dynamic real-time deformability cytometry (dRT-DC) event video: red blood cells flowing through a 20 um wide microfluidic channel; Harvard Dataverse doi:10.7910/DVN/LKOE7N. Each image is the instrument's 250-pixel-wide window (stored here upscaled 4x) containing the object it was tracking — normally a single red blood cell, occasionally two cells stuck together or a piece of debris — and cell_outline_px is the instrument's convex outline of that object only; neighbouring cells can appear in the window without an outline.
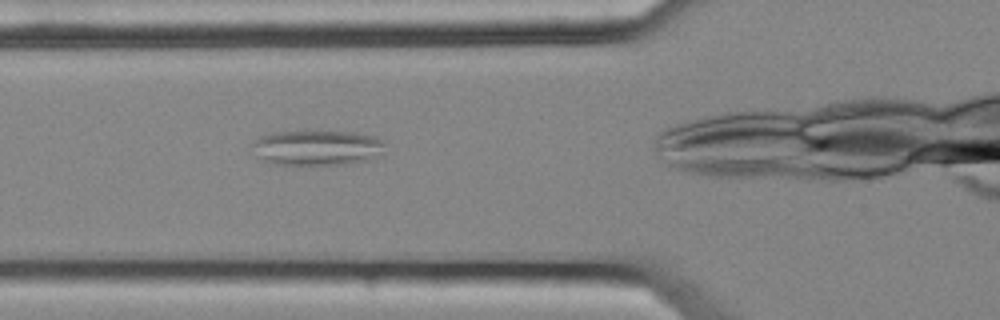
{"species": "common noctule bat (a hibernating species)", "species_latin": "Nyctalus noctula", "temperature_condition": "cold", "stored_images_in_passage": 28, "camera_frame_rate_fps": 3000, "um_per_image_px": 0.085, "animal": {"sex": "female", "body_mass_g": 25.1}, "frame": {"image": 1, "passage_image": 5, "time_ms": 1.333, "image_size_px": [1000, 320], "cell_outline_px": [[384, 144], [368, 160], [348, 164], [300, 168], [272, 164], [260, 160], [256, 156], [252, 144], [252, 140], [260, 136], [272, 132], [356, 132], [380, 136], [384, 140]], "centroid_in_image_um": [26.85, 12.6], "position_along_channel_um": 99.0, "area_um2": 28.15}}
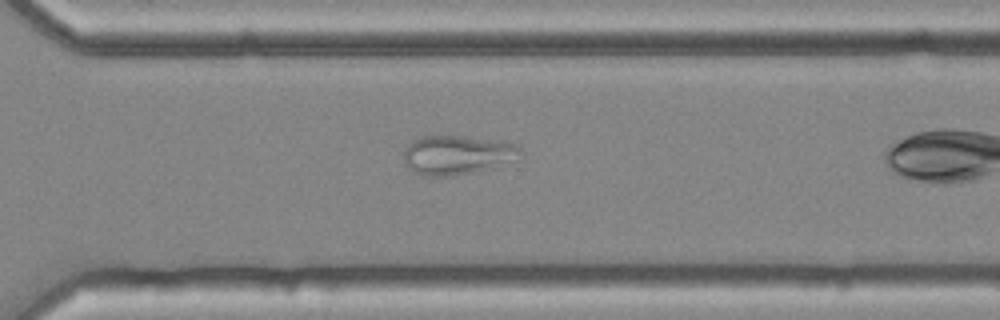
{"frame": {"image": 2, "passage_image": 24, "time_ms": 7.667, "image_size_px": [1000, 320], "cell_outline_px": [[524, 156], [520, 160], [492, 168], [476, 172], [452, 176], [424, 176], [416, 172], [404, 164], [404, 148], [408, 144], [420, 136], [464, 136], [516, 144], [520, 148]], "centroid_in_image_um": [38.91, 13.18], "position_along_channel_um": 331.7, "area_um2": 26.99}}